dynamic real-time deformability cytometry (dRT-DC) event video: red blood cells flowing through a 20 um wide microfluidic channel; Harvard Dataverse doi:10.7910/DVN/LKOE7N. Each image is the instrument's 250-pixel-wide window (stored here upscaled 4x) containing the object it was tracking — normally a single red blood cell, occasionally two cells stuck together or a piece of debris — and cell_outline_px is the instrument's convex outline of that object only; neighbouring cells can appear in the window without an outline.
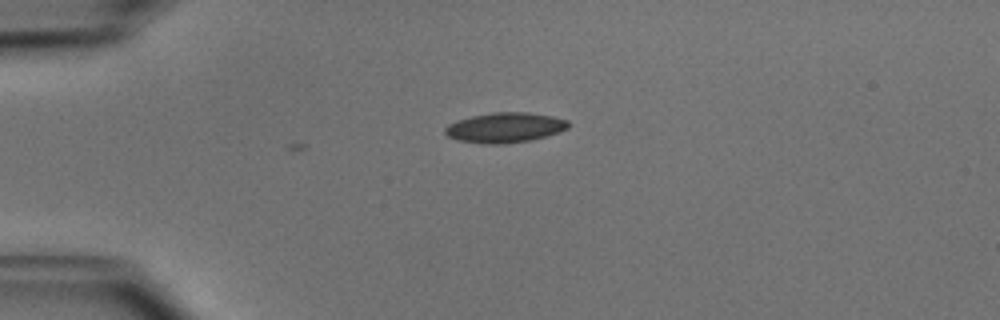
{"species": "common noctule bat (a hibernating species)", "species_latin": "Nyctalus noctula", "temperature_condition": "cold", "stored_images_in_passage": 3, "camera_frame_rate_fps": 3000, "um_per_image_px": 0.085, "animal": {"sex": "male", "body_mass_g": 15.6}, "frame": {"image": 1, "passage_image": 1, "time_ms": 0.0, "image_size_px": [1000, 320], "cell_outline_px": [[568, 128], [560, 132], [532, 140], [504, 144], [484, 144], [460, 140], [448, 136], [444, 132], [444, 128], [448, 124], [456, 120], [472, 116], [492, 112], [528, 112], [552, 116], [568, 120]], "centroid_in_image_um": [42.92, 10.84], "position_along_channel_um": 42.1, "area_um2": 21.68}}